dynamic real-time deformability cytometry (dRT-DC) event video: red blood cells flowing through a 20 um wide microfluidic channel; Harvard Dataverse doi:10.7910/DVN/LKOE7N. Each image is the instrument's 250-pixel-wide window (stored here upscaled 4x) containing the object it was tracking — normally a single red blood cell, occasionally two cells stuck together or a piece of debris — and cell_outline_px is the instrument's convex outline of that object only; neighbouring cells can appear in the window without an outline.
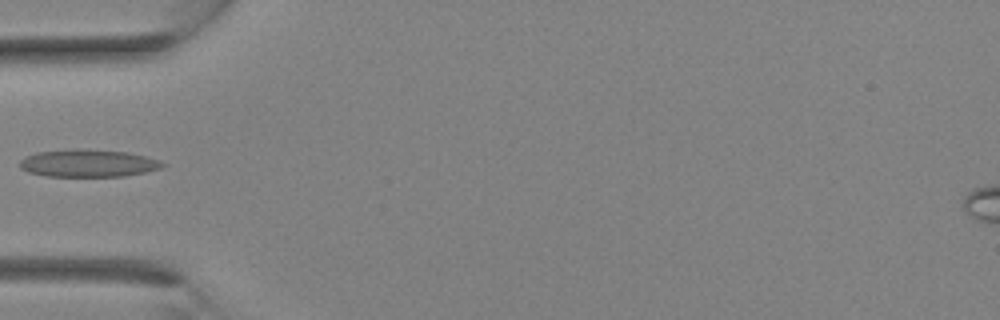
{"species": "Egyptian fruit bat (a non-hibernating species)", "species_latin": "Rousettus aegyptiacus", "temperature_condition": "room temperature", "stored_images_in_passage": 18, "camera_frame_rate_fps": 3000, "um_per_image_px": 0.085, "animal": {"sex": "female"}, "frame": {"image": 1, "passage_image": 10, "time_ms": 3.0, "image_size_px": [1000, 320], "cell_outline_px": [[168, 164], [160, 168], [144, 172], [124, 176], [44, 176], [28, 172], [20, 168], [20, 160], [36, 152], [76, 148], [84, 148], [128, 152], [160, 160]], "centroid_in_image_um": [7.5, 13.86], "position_along_channel_um": 77.5, "area_um2": 23.0}}
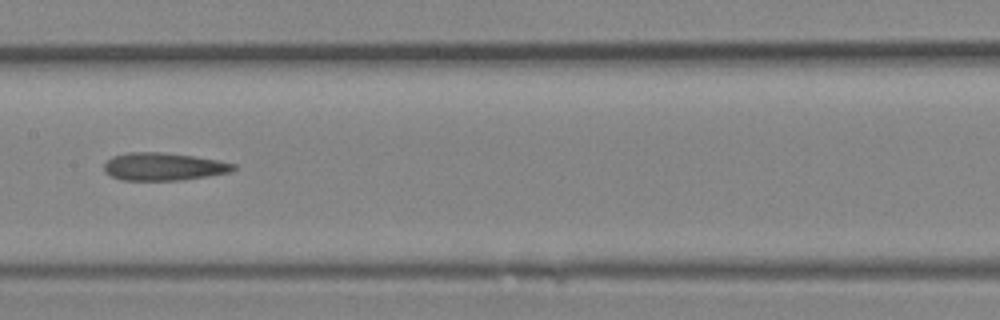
{"frame": {"image": 2, "passage_image": 15, "time_ms": 4.667, "image_size_px": [1000, 320], "cell_outline_px": [[236, 168], [232, 172], [184, 180], [120, 180], [104, 172], [104, 164], [112, 156], [128, 152], [164, 152], [192, 156], [216, 160], [236, 164]], "centroid_in_image_um": [13.9, 14.16], "position_along_channel_um": 193.5, "area_um2": 20.98}}
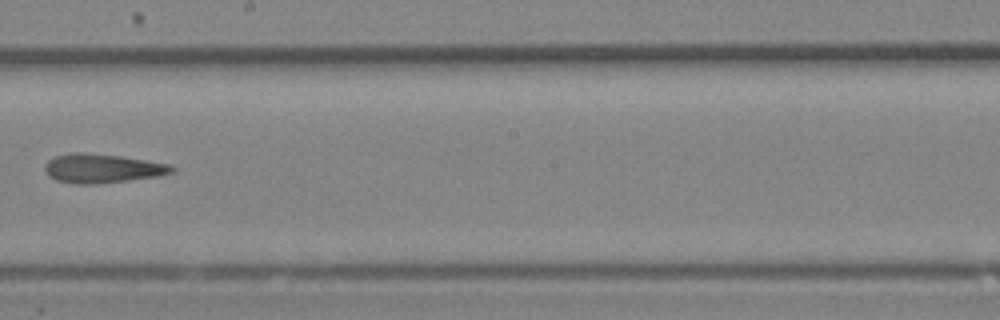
{"frame": {"image": 3, "passage_image": 17, "time_ms": 5.333, "image_size_px": [1000, 320], "cell_outline_px": [[176, 168], [172, 172], [160, 176], [96, 184], [76, 184], [56, 180], [48, 176], [44, 168], [44, 164], [48, 160], [56, 156], [72, 152], [84, 152], [120, 156], [172, 164]], "centroid_in_image_um": [8.69, 14.31], "position_along_channel_um": 239.5, "area_um2": 21.62}}